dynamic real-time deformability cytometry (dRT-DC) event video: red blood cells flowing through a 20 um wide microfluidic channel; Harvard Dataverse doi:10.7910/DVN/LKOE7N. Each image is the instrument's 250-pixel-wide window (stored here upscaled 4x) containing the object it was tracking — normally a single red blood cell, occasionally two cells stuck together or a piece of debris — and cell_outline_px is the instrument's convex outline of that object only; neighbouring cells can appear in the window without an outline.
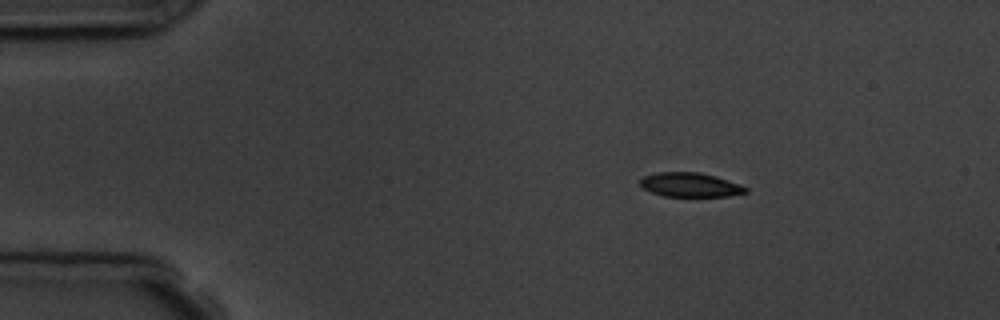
{"species": "common noctule bat (a hibernating species)", "species_latin": "Nyctalus noctula", "temperature_condition": "room temperature", "stored_images_in_passage": 2, "camera_frame_rate_fps": 3000, "um_per_image_px": 0.085, "animal": {"sex": "male", "body_mass_g": 19.5, "forearm_length_mm": 54.6}, "frame": {"image": 1, "passage_image": 1, "time_ms": 0.0, "image_size_px": [1000, 320], "cell_outline_px": [[748, 192], [728, 196], [664, 196], [652, 192], [644, 188], [640, 184], [640, 180], [644, 176], [656, 172], [700, 172], [716, 176], [748, 188]], "centroid_in_image_um": [58.66, 15.7], "position_along_channel_um": 26.3, "area_um2": 14.74}}